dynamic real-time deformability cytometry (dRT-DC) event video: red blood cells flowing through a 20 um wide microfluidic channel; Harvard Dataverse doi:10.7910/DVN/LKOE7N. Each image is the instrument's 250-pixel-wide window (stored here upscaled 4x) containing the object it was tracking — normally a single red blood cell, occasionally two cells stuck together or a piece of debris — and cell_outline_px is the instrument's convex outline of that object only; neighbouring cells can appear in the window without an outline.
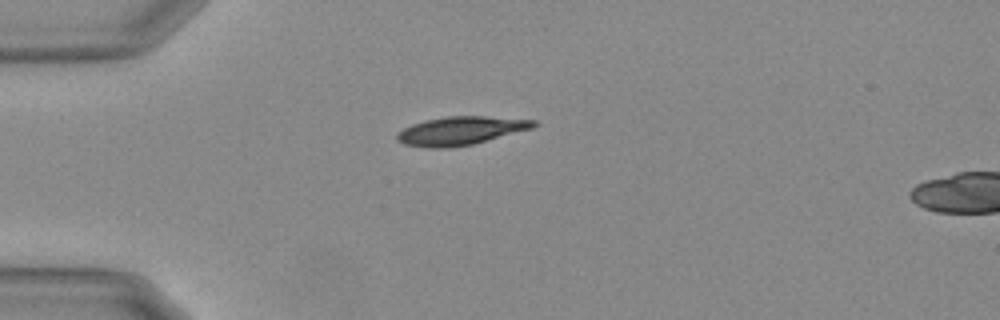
{"species": "Egyptian fruit bat (a non-hibernating species)", "species_latin": "Rousettus aegyptiacus", "temperature_condition": "warm", "stored_images_in_passage": 27, "camera_frame_rate_fps": 3000, "um_per_image_px": 0.085, "animal": {"sex": "female"}, "frame": {"image": 1, "passage_image": 1, "time_ms": 0.0, "image_size_px": [1000, 320], "cell_outline_px": [[540, 124], [532, 128], [472, 144], [448, 148], [428, 148], [404, 144], [396, 140], [396, 132], [412, 124], [424, 120], [448, 116], [484, 116], [536, 120]], "centroid_in_image_um": [39.12, 11.11], "position_along_channel_um": 45.9, "area_um2": 22.6}}
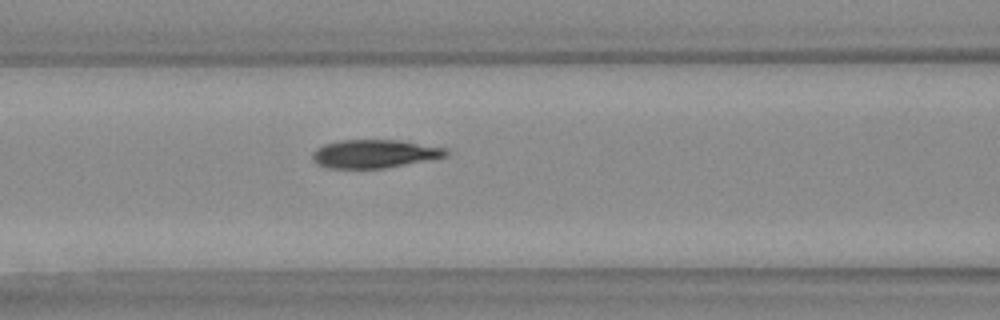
{"frame": {"image": 2, "passage_image": 10, "time_ms": 3.0, "image_size_px": [1000, 320], "cell_outline_px": [[448, 156], [384, 168], [328, 168], [316, 164], [312, 160], [312, 152], [316, 148], [324, 144], [336, 140], [400, 140], [448, 148]], "centroid_in_image_um": [31.8, 13.06], "position_along_channel_um": 134.8, "area_um2": 22.2}}
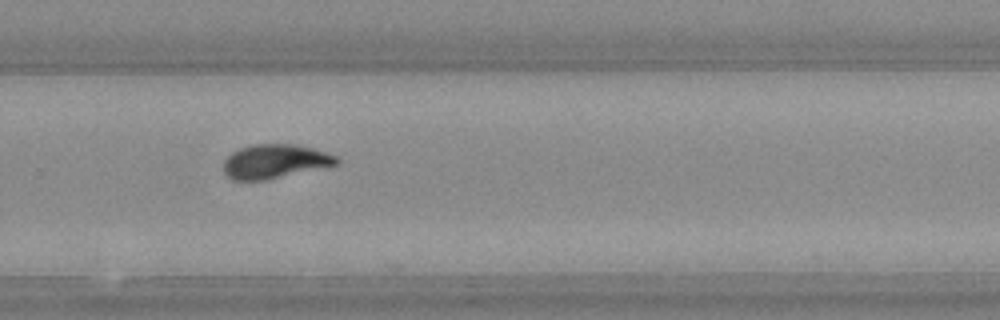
{"frame": {"image": 3, "passage_image": 24, "time_ms": 7.667, "image_size_px": [1000, 320], "cell_outline_px": [[340, 164], [268, 180], [232, 180], [224, 172], [224, 160], [232, 152], [240, 148], [252, 144], [296, 144], [312, 148], [336, 156], [340, 160]], "centroid_in_image_um": [23.38, 13.72], "position_along_channel_um": 306.4, "area_um2": 22.54}}